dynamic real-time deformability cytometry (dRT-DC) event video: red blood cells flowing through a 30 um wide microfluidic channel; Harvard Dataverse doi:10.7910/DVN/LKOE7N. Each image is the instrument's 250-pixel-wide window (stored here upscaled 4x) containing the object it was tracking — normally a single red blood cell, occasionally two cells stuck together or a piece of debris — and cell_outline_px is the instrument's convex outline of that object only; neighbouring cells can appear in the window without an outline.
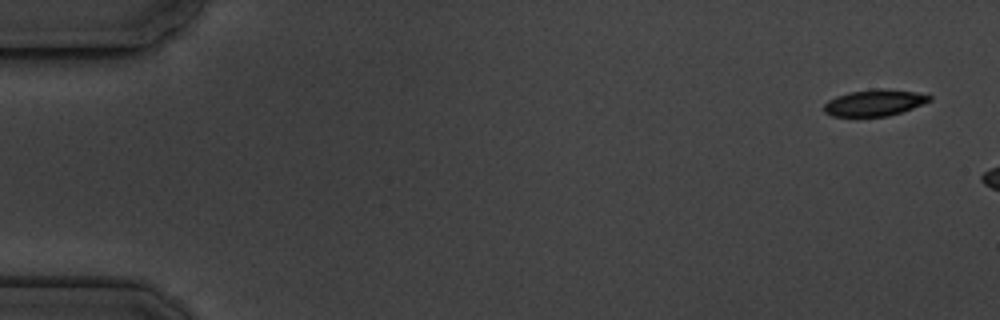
{"species": "common noctule bat (a hibernating species)", "species_latin": "Nyctalus noctula", "temperature_condition": "cold", "stored_images_in_passage": 3, "camera_frame_rate_fps": 3000, "um_per_image_px": 0.085, "animal": {"sex": "male", "body_mass_g": 19.5, "forearm_length_mm": 54.6}, "frame": {"image": 1, "passage_image": 1, "time_ms": 0.0, "image_size_px": [1000, 320], "cell_outline_px": [[932, 100], [912, 108], [888, 116], [832, 116], [824, 112], [824, 104], [828, 100], [836, 96], [848, 92], [876, 88], [880, 88], [916, 92], [932, 96]], "centroid_in_image_um": [74.31, 8.72], "position_along_channel_um": 10.7, "area_um2": 16.18}}